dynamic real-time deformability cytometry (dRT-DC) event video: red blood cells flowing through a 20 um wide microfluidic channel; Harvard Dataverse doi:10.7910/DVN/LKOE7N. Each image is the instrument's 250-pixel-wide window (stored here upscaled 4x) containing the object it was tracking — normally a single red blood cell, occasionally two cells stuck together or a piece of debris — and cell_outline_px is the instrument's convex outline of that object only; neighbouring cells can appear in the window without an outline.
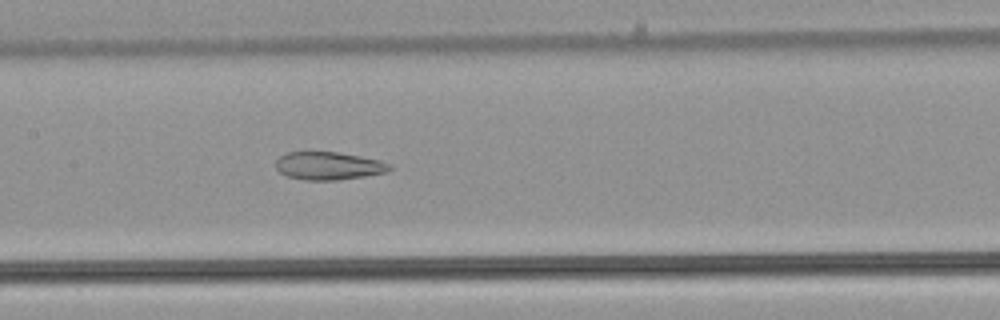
{"species": "common noctule bat (a hibernating species)", "species_latin": "Nyctalus noctula", "temperature_condition": "warm", "stored_images_in_passage": 42, "camera_frame_rate_fps": 3000, "um_per_image_px": 0.085, "animal": {"sex": "male", "body_mass_g": 21.5, "forearm_length_mm": 52.0}, "frame": {"image": 1, "passage_image": 16, "time_ms": 5.0, "image_size_px": [1000, 320], "cell_outline_px": [[392, 168], [388, 172], [364, 176], [336, 180], [304, 180], [288, 176], [280, 172], [276, 168], [276, 160], [280, 156], [288, 152], [340, 152], [380, 160], [388, 164]], "centroid_in_image_um": [27.93, 14.09], "position_along_channel_um": 179.5, "area_um2": 18.44}}
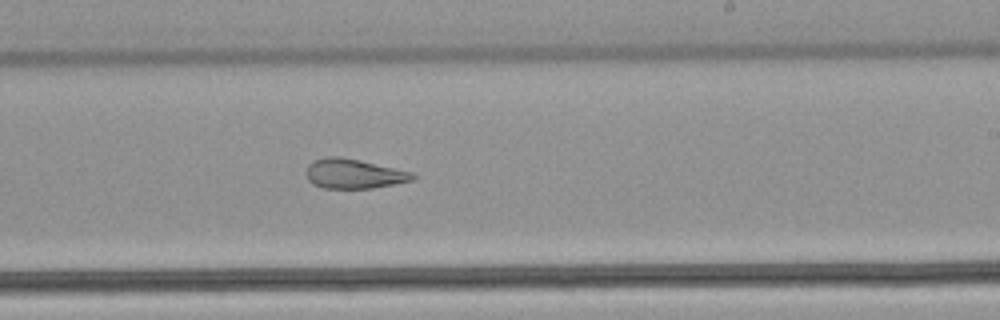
{"frame": {"image": 2, "passage_image": 22, "time_ms": 7.0, "image_size_px": [1000, 320], "cell_outline_px": [[416, 180], [372, 188], [324, 188], [312, 184], [308, 180], [304, 172], [308, 164], [316, 160], [328, 156], [340, 156], [412, 172], [416, 176]], "centroid_in_image_um": [30.05, 14.77], "position_along_channel_um": 259.0, "area_um2": 18.38}}
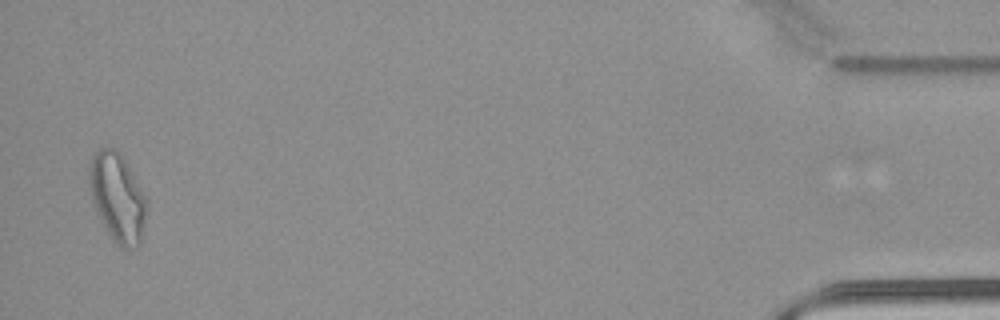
{"frame": {"image": 3, "passage_image": 41, "time_ms": 13.333, "image_size_px": [1000, 320], "cell_outline_px": [[148, 208], [140, 244], [136, 248], [128, 252], [120, 248], [112, 240], [96, 212], [92, 204], [88, 184], [88, 176], [92, 156], [100, 148], [116, 148], [120, 152], [128, 164], [148, 200]], "centroid_in_image_um": [10.0, 16.83], "position_along_channel_um": 425.2, "area_um2": 30.46}, "authors_computed_cell_mechanics": {"area_um2": 21.7906, "velocity_mm_per_s": 3.9843, "shape_relaxation_time_tau1_ms": null, "shape_relaxation_time_tau2_ms": 2.7616, "deformation_change_tau1": null, "deformation_change_tau2": 0.1155}}